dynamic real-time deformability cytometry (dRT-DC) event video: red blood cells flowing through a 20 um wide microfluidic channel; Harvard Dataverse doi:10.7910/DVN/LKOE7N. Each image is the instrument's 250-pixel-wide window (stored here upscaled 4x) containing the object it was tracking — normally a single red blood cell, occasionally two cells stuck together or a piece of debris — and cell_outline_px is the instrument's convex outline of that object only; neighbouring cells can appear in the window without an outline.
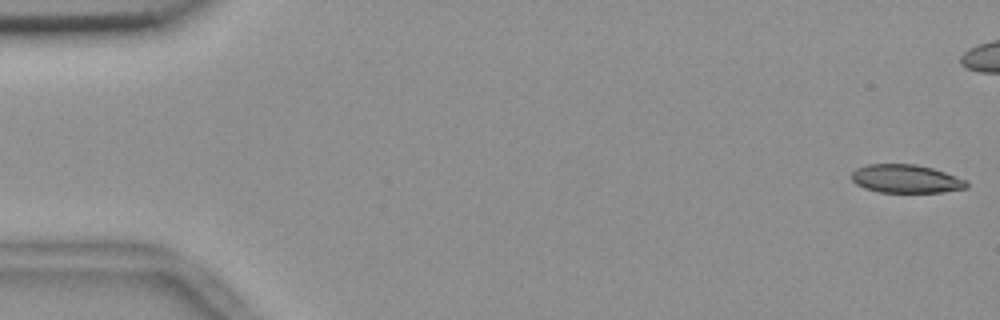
{"species": "common noctule bat (a hibernating species)", "species_latin": "Nyctalus noctula", "temperature_condition": "room temperature", "stored_images_in_passage": 6, "camera_frame_rate_fps": 3000, "um_per_image_px": 0.085, "animal": {"sex": "female", "body_mass_g": 18.4}, "frame": {"image": 1, "passage_image": 1, "time_ms": 0.0, "image_size_px": [1000, 320], "cell_outline_px": [[968, 188], [944, 192], [880, 192], [864, 188], [856, 184], [852, 180], [852, 172], [856, 168], [868, 164], [916, 164], [932, 168], [968, 180]], "centroid_in_image_um": [77.02, 15.2], "position_along_channel_um": 8.0, "area_um2": 19.07}}